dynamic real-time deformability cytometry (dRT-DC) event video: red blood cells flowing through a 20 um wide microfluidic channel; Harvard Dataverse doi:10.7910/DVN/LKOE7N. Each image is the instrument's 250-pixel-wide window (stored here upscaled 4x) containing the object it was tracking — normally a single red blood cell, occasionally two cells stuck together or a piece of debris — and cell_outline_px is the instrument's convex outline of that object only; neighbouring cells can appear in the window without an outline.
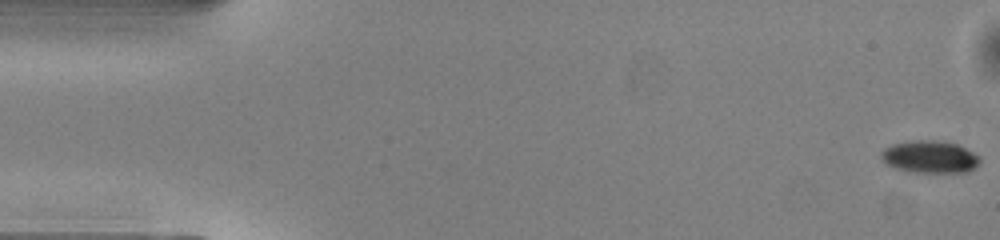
{"species": "common noctule bat (a hibernating species)", "species_latin": "Nyctalus noctula", "temperature_condition": "warm", "stored_images_in_passage": 51, "camera_frame_rate_fps": 3000, "um_per_image_px": 0.085, "animal": {"sex": "male", "body_mass_g": 13.0, "forearm_length_mm": 53.1}, "frame": {"image": 1, "passage_image": 1, "time_ms": 0.0, "image_size_px": [1000, 240], "cell_outline_px": [[980, 164], [976, 168], [968, 172], [908, 172], [884, 164], [880, 156], [880, 152], [884, 148], [892, 144], [912, 140], [944, 140], [956, 144], [980, 156]], "centroid_in_image_um": [79.02, 13.33], "position_along_channel_um": 6.0, "area_um2": 18.96}}
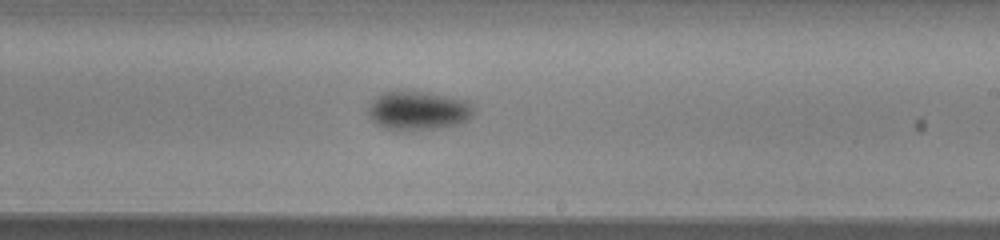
{"frame": {"image": 2, "passage_image": 30, "time_ms": 9.667, "image_size_px": [1000, 240], "cell_outline_px": [[476, 104], [472, 116], [468, 120], [460, 124], [412, 132], [400, 132], [384, 128], [376, 124], [368, 116], [368, 104], [380, 92], [400, 88], [432, 92], [468, 100]], "centroid_in_image_um": [35.53, 9.37], "position_along_channel_um": 253.5, "area_um2": 25.55}}
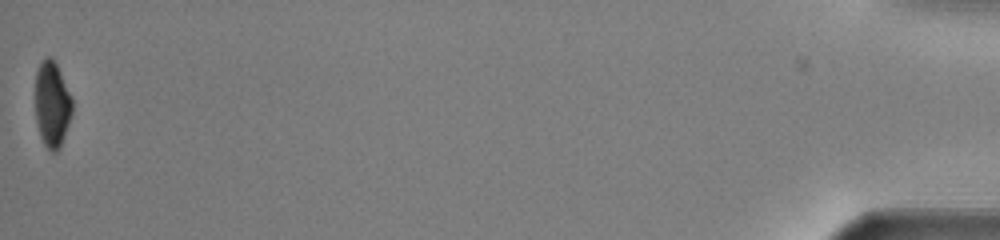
{"frame": {"image": 3, "passage_image": 51, "time_ms": 16.667, "image_size_px": [1000, 240], "cell_outline_px": [[72, 112], [60, 148], [56, 152], [52, 152], [44, 144], [40, 136], [36, 120], [36, 72], [40, 64], [48, 56], [56, 64], [72, 96]], "centroid_in_image_um": [4.43, 8.9], "position_along_channel_um": 430.8, "area_um2": 18.15}, "authors_computed_cell_mechanics": {"area_um2": 21.097, "velocity_mm_per_s": 4.0653, "shape_relaxation_time_tau1_ms": 2.1961, "shape_relaxation_time_tau2_ms": null, "deformation_change_tau1": 0.0866, "deformation_change_tau2": null}}